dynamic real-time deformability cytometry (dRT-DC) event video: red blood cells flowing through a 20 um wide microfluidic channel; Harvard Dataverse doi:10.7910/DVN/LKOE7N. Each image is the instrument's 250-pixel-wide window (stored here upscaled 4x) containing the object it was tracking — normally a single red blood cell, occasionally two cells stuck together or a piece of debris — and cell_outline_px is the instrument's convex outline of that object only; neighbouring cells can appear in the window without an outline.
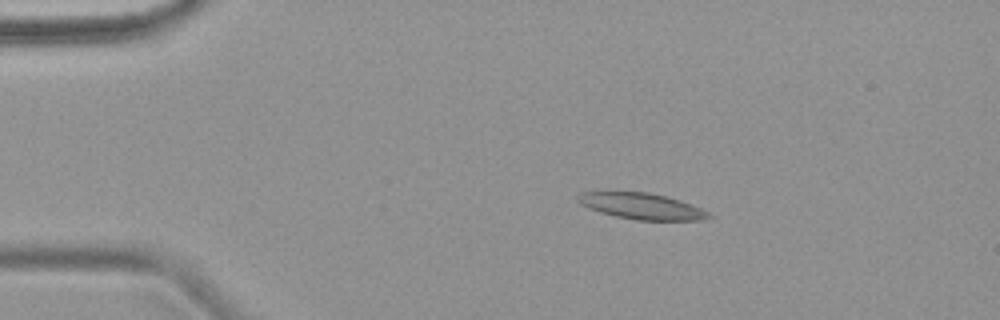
{"species": "common noctule bat (a hibernating species)", "species_latin": "Nyctalus noctula", "temperature_condition": "warm", "stored_images_in_passage": 6, "camera_frame_rate_fps": 3000, "um_per_image_px": 0.085, "animal": {"sex": "female", "body_mass_g": 18.4}, "frame": {"image": 1, "passage_image": 3, "time_ms": 2.333, "image_size_px": [1000, 320], "cell_outline_px": [[712, 216], [704, 220], [636, 220], [616, 216], [600, 212], [588, 208], [580, 204], [576, 200], [576, 196], [580, 192], [648, 192], [680, 200], [700, 208], [708, 212]], "centroid_in_image_um": [54.5, 17.52], "position_along_channel_um": 30.5, "area_um2": 19.83}}
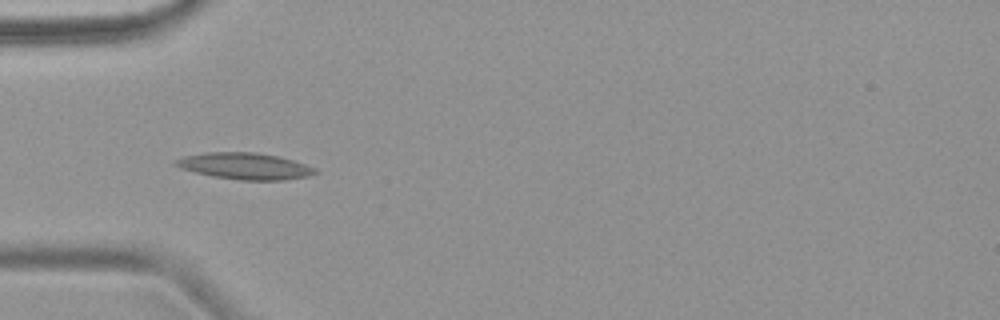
{"frame": {"image": 2, "passage_image": 5, "time_ms": 4.667, "image_size_px": [1000, 320], "cell_outline_px": [[320, 172], [308, 176], [284, 180], [240, 180], [212, 176], [180, 168], [172, 164], [176, 160], [184, 156], [204, 152], [256, 152], [280, 156], [316, 168]], "centroid_in_image_um": [20.83, 14.11], "position_along_channel_um": 64.2, "area_um2": 21.62}}
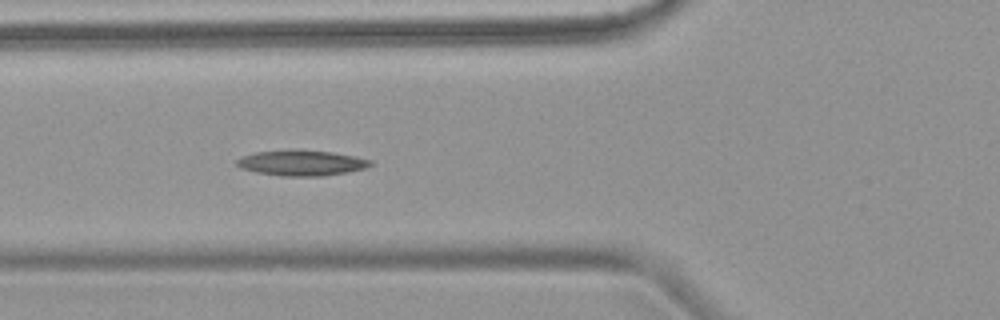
{"frame": {"image": 3, "passage_image": 6, "time_ms": 5.667, "image_size_px": [1000, 320], "cell_outline_px": [[372, 164], [364, 168], [348, 172], [320, 176], [284, 176], [256, 172], [240, 168], [236, 164], [236, 160], [244, 156], [256, 152], [332, 152], [372, 160]], "centroid_in_image_um": [25.64, 13.89], "position_along_channel_um": 100.2, "area_um2": 18.84}}